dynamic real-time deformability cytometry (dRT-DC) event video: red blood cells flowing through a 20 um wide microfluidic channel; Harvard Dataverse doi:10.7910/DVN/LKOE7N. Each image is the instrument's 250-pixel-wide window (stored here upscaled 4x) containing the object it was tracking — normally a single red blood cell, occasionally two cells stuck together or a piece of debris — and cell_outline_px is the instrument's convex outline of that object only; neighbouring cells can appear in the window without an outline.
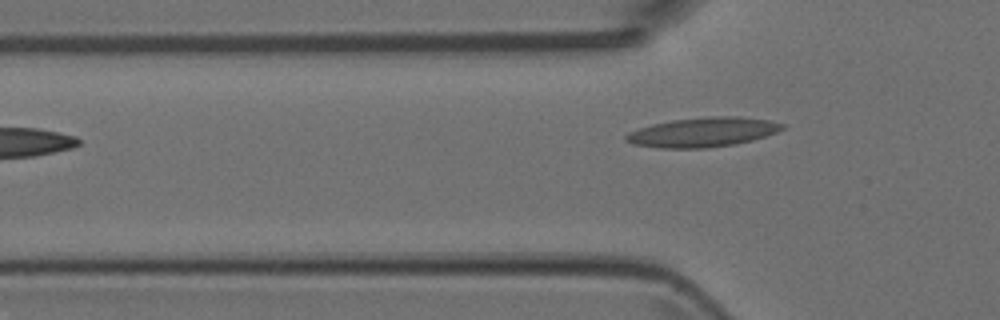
{"species": "Egyptian fruit bat (a non-hibernating species)", "species_latin": "Rousettus aegyptiacus", "temperature_condition": "room temperature", "stored_images_in_passage": 5, "camera_frame_rate_fps": 3000, "um_per_image_px": 0.085, "animal": {"sex": "female"}, "frame": {"image": 1, "passage_image": 5, "time_ms": 1.333, "image_size_px": [1000, 320], "cell_outline_px": [[784, 128], [776, 132], [752, 140], [732, 144], [708, 148], [660, 148], [632, 144], [624, 140], [624, 136], [628, 132], [652, 124], [672, 120], [712, 116], [740, 116], [768, 120], [784, 124]], "centroid_in_image_um": [59.7, 11.23], "position_along_channel_um": 66.1, "area_um2": 26.76}}